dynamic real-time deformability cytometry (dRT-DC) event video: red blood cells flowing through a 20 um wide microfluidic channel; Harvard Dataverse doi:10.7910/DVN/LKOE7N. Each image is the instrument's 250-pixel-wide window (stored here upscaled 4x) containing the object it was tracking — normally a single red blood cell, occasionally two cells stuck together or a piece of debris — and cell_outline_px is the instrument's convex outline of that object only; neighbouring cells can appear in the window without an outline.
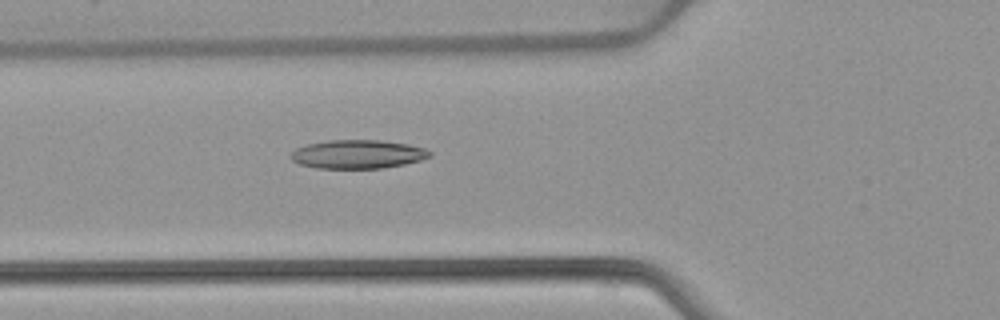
{"species": "common noctule bat (a hibernating species)", "species_latin": "Nyctalus noctula", "temperature_condition": "warm", "stored_images_in_passage": 52, "camera_frame_rate_fps": 3000, "um_per_image_px": 0.085, "animal": {"sex": "female", "body_mass_g": 22.7, "forearm_length_mm": 54.2}, "frame": {"image": 1, "passage_image": 19, "time_ms": 6.0, "image_size_px": [1000, 320], "cell_outline_px": [[432, 156], [420, 160], [404, 164], [384, 168], [316, 168], [300, 164], [292, 160], [288, 156], [296, 148], [308, 144], [328, 140], [380, 140], [408, 144], [424, 148], [432, 152]], "centroid_in_image_um": [30.41, 13.11], "position_along_channel_um": 95.4, "area_um2": 23.24}}
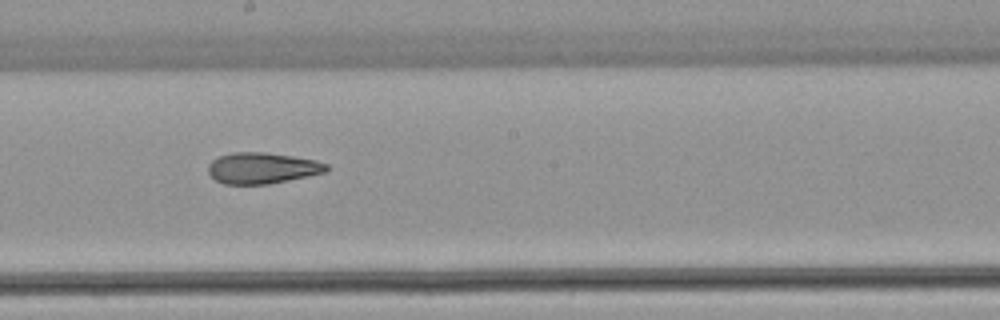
{"frame": {"image": 2, "passage_image": 29, "time_ms": 9.333, "image_size_px": [1000, 320], "cell_outline_px": [[328, 168], [324, 172], [308, 176], [268, 184], [224, 184], [216, 180], [208, 172], [208, 164], [212, 160], [220, 156], [232, 152], [264, 152], [292, 156], [316, 160], [328, 164]], "centroid_in_image_um": [22.27, 14.28], "position_along_channel_um": 225.9, "area_um2": 21.33}}
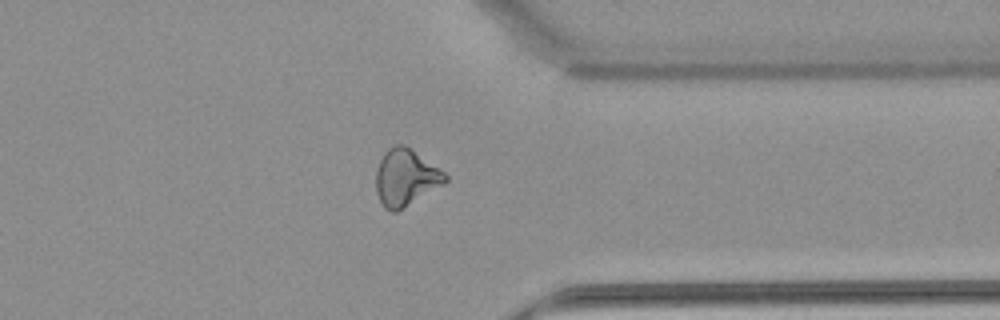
{"frame": {"image": 3, "passage_image": 41, "time_ms": 13.333, "image_size_px": [1000, 320], "cell_outline_px": [[448, 180], [444, 184], [396, 212], [392, 212], [384, 208], [376, 192], [376, 168], [384, 152], [388, 148], [396, 144], [404, 144], [444, 172], [448, 176]], "centroid_in_image_um": [34.46, 15.09], "position_along_channel_um": 376.9, "area_um2": 22.72}, "authors_computed_cell_mechanics": {"area_um2": 23.2356, "velocity_mm_per_s": 3.9043, "shape_relaxation_time_tau1_ms": null, "shape_relaxation_time_tau2_ms": 3.4047, "deformation_change_tau1": null, "deformation_change_tau2": 0.0938}}